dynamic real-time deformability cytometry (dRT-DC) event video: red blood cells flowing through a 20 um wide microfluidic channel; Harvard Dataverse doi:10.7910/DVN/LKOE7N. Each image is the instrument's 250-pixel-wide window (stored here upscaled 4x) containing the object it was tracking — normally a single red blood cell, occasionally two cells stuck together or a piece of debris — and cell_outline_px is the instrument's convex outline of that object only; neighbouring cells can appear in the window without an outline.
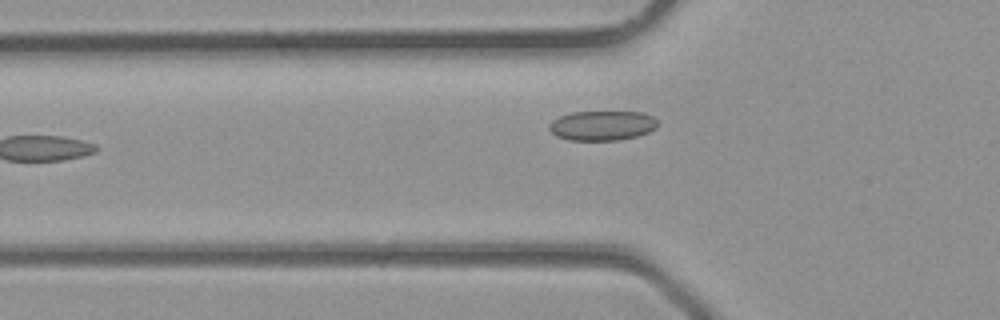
{"species": "common noctule bat (a hibernating species)", "species_latin": "Nyctalus noctula", "temperature_condition": "room temperature", "stored_images_in_passage": 5, "camera_frame_rate_fps": 3000, "um_per_image_px": 0.085, "animal": {"sex": "male", "body_mass_g": 23.1, "forearm_length_mm": 52.7}, "frame": {"image": 1, "passage_image": 5, "time_ms": 1.333, "image_size_px": [1000, 320], "cell_outline_px": [[660, 124], [656, 128], [648, 132], [636, 136], [620, 140], [568, 140], [556, 136], [548, 128], [548, 124], [552, 120], [560, 116], [572, 112], [644, 112], [652, 116]], "centroid_in_image_um": [51.19, 10.67], "position_along_channel_um": 74.6, "area_um2": 18.9}}